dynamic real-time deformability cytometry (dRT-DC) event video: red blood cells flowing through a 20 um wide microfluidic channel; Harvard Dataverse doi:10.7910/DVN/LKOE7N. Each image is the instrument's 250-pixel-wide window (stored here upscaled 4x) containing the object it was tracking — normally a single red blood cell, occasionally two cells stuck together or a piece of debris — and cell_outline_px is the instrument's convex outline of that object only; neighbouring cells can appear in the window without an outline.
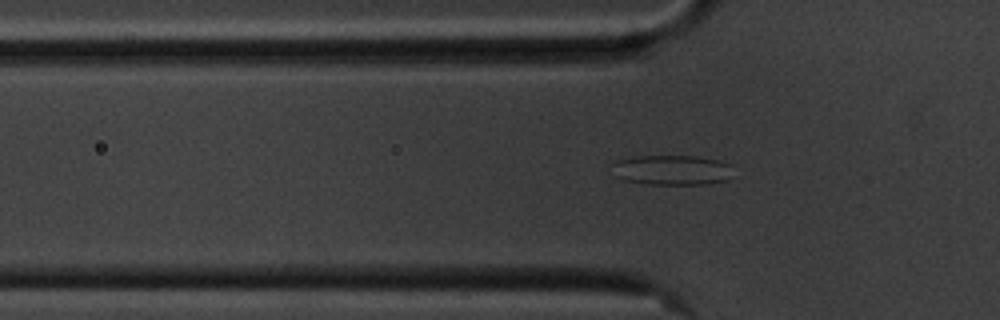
{"species": "common noctule bat (a hibernating species)", "species_latin": "Nyctalus noctula", "temperature_condition": "cold", "stored_images_in_passage": 52, "camera_frame_rate_fps": 3000, "um_per_image_px": 0.085, "animal": {"sex": "male", "body_mass_g": 20.1, "forearm_length_mm": 53.5}, "frame": {"image": 1, "passage_image": 18, "time_ms": 5.667, "image_size_px": [1000, 320], "cell_outline_px": [[732, 164], [728, 180], [708, 184], [644, 184], [624, 180], [616, 176], [604, 164], [612, 160], [632, 156], [696, 156], [716, 160]], "centroid_in_image_um": [56.96, 14.44], "position_along_channel_um": 68.8, "area_um2": 21.79}}
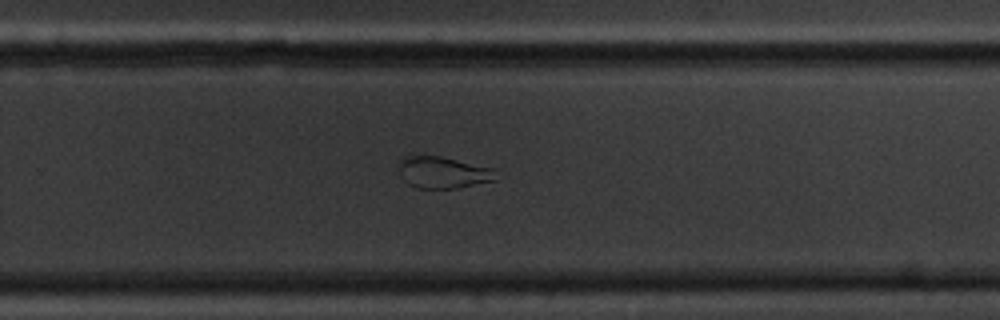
{"frame": {"image": 2, "passage_image": 37, "time_ms": 12.0, "image_size_px": [1000, 320], "cell_outline_px": [[496, 180], [456, 188], [416, 188], [408, 184], [400, 176], [400, 160], [404, 156], [440, 156], [496, 168]], "centroid_in_image_um": [37.68, 14.66], "position_along_channel_um": 292.1, "area_um2": 17.98}}
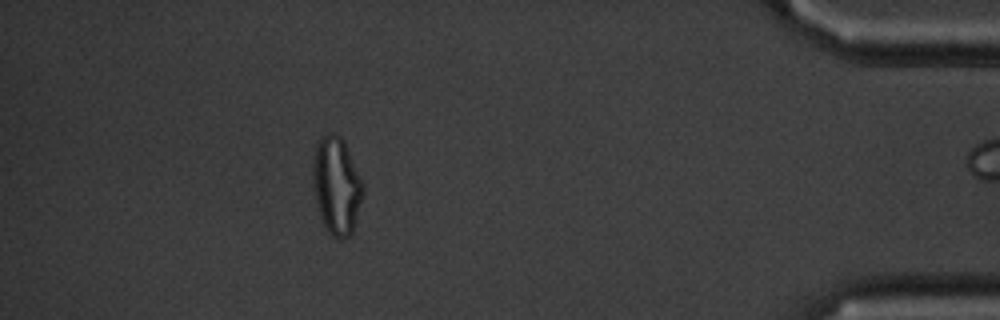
{"frame": {"image": 3, "passage_image": 51, "time_ms": 16.667, "image_size_px": [1000, 320], "cell_outline_px": [[364, 192], [356, 220], [352, 232], [348, 236], [340, 240], [332, 236], [328, 232], [320, 216], [312, 184], [312, 160], [316, 144], [328, 132], [332, 132], [340, 136], [344, 140], [364, 180]], "centroid_in_image_um": [28.62, 15.75], "position_along_channel_um": 406.6, "area_um2": 28.96}}